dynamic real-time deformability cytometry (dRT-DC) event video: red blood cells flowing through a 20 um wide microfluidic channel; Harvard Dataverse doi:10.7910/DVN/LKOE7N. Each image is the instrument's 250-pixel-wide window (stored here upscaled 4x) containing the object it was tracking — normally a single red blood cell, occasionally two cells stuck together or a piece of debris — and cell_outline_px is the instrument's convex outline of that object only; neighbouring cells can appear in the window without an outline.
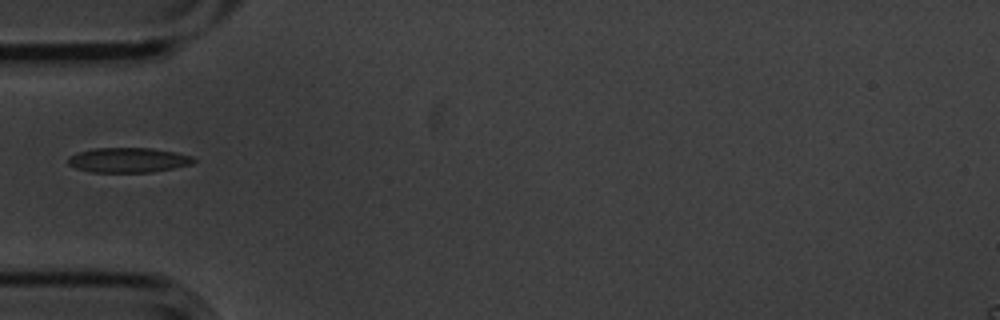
{"species": "common noctule bat (a hibernating species)", "species_latin": "Nyctalus noctula", "temperature_condition": "cold", "stored_images_in_passage": 15, "camera_frame_rate_fps": 3000, "um_per_image_px": 0.085, "animal": {"sex": "male", "body_mass_g": 20.1, "forearm_length_mm": 53.5}, "frame": {"image": 1, "passage_image": 5, "time_ms": 1.333, "image_size_px": [1000, 320], "cell_outline_px": [[196, 160], [192, 164], [152, 172], [92, 172], [76, 168], [68, 164], [68, 156], [76, 152], [92, 148], [152, 148], [176, 152], [192, 156]], "centroid_in_image_um": [10.88, 13.6], "position_along_channel_um": 74.1, "area_um2": 18.26}}
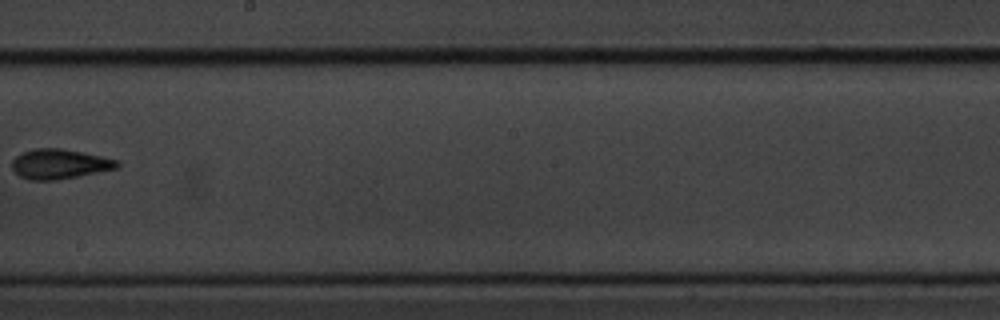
{"frame": {"image": 2, "passage_image": 9, "time_ms": 2.667, "image_size_px": [1000, 320], "cell_outline_px": [[120, 168], [56, 180], [28, 180], [20, 176], [12, 168], [12, 160], [16, 156], [24, 152], [36, 148], [60, 148], [84, 152], [120, 160]], "centroid_in_image_um": [5.11, 13.94], "position_along_channel_um": 243.1, "area_um2": 18.38}}
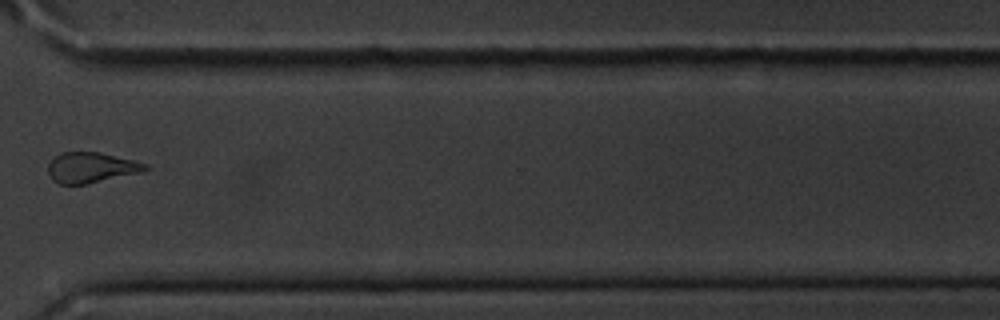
{"frame": {"image": 3, "passage_image": 12, "time_ms": 3.667, "image_size_px": [1000, 320], "cell_outline_px": [[148, 168], [140, 172], [88, 184], [60, 184], [52, 180], [48, 176], [48, 164], [60, 152], [100, 152], [148, 164]], "centroid_in_image_um": [7.7, 14.25], "position_along_channel_um": 362.9, "area_um2": 17.17}}